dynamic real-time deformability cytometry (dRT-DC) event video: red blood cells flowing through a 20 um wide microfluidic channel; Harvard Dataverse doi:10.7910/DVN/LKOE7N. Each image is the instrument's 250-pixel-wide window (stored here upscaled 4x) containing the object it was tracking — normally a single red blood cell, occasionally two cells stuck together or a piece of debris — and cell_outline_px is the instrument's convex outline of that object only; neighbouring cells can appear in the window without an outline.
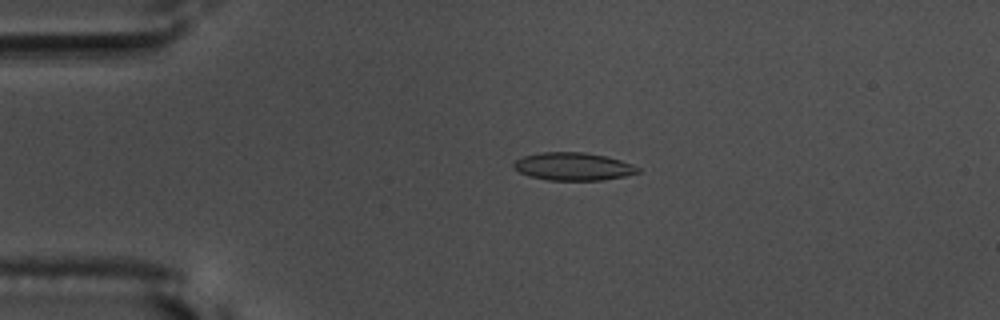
{"species": "common noctule bat (a hibernating species)", "species_latin": "Nyctalus noctula", "temperature_condition": "warm", "stored_images_in_passage": 53, "camera_frame_rate_fps": 3000, "um_per_image_px": 0.085, "animal": {"sex": "male", "body_mass_g": 17.5, "forearm_length_mm": 52.3}, "frame": {"image": 1, "passage_image": 10, "time_ms": 3.0, "image_size_px": [1000, 320], "cell_outline_px": [[640, 172], [624, 176], [604, 180], [548, 180], [528, 176], [512, 168], [512, 164], [516, 160], [524, 156], [540, 152], [584, 152], [604, 156], [620, 160], [632, 164], [640, 168]], "centroid_in_image_um": [48.7, 14.15], "position_along_channel_um": 36.3, "area_um2": 20.17}}
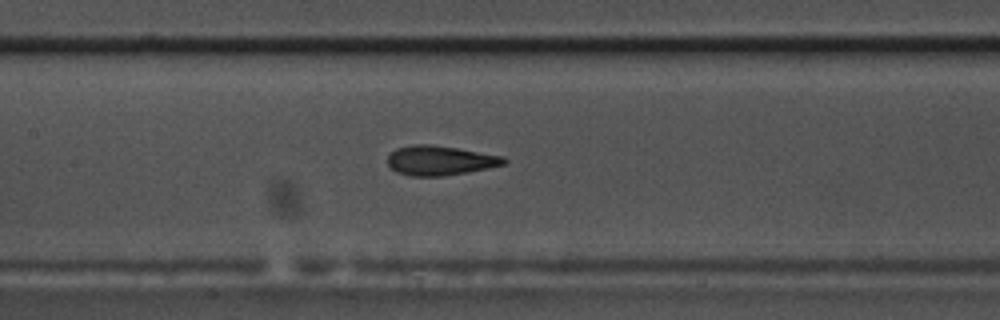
{"frame": {"image": 2, "passage_image": 24, "time_ms": 7.667, "image_size_px": [1000, 320], "cell_outline_px": [[508, 160], [504, 164], [488, 168], [468, 172], [440, 176], [408, 176], [396, 172], [388, 164], [388, 156], [396, 148], [412, 144], [432, 144], [504, 156]], "centroid_in_image_um": [37.39, 13.64], "position_along_channel_um": 170.0, "area_um2": 20.06}}
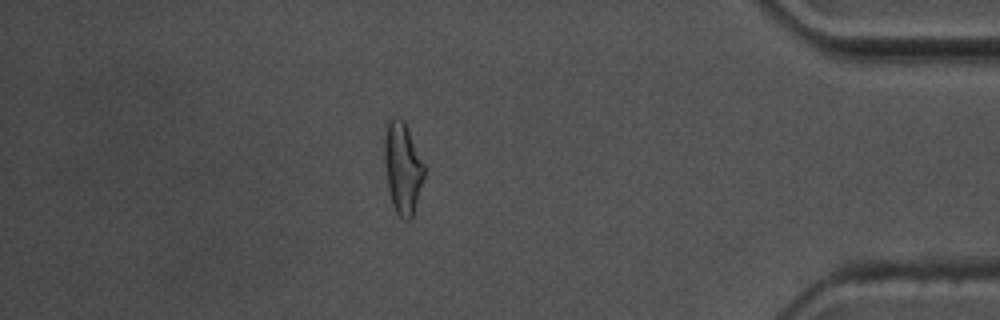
{"frame": {"image": 3, "passage_image": 46, "time_ms": 15.0, "image_size_px": [1000, 320], "cell_outline_px": [[424, 176], [412, 220], [404, 220], [396, 212], [392, 204], [388, 188], [384, 164], [384, 136], [388, 120], [392, 116], [396, 116], [404, 120], [408, 128], [424, 164]], "centroid_in_image_um": [34.21, 14.26], "position_along_channel_um": 401.0, "area_um2": 21.39}, "authors_computed_cell_mechanics": {"area_um2": 19.9988, "velocity_mm_per_s": 3.6785, "shape_relaxation_time_tau1_ms": 4.2355, "shape_relaxation_time_tau2_ms": 1.2265, "deformation_change_tau1": 0.1723, "deformation_change_tau2": 0.0951}}